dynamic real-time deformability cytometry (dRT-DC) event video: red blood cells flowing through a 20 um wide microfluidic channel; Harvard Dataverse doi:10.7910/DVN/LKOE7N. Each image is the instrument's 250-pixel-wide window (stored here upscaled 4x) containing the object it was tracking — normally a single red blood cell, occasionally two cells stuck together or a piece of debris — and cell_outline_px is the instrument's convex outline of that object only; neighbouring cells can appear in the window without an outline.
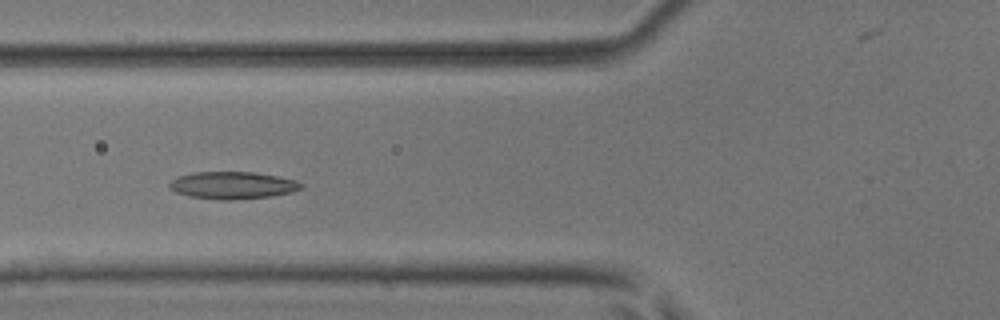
{"species": "common noctule bat (a hibernating species)", "species_latin": "Nyctalus noctula", "temperature_condition": "room temperature", "stored_images_in_passage": 5, "camera_frame_rate_fps": 3000, "um_per_image_px": 0.085, "animal": {"sex": "male", "body_mass_g": 17.9, "forearm_length_mm": 54.2}, "frame": {"image": 1, "passage_image": 5, "time_ms": 1.333, "image_size_px": [1000, 320], "cell_outline_px": [[304, 188], [292, 192], [272, 196], [228, 200], [220, 200], [188, 196], [176, 192], [168, 188], [168, 184], [176, 176], [192, 172], [256, 172], [296, 180], [304, 184]], "centroid_in_image_um": [19.76, 15.74], "position_along_channel_um": 106.0, "area_um2": 21.15}}